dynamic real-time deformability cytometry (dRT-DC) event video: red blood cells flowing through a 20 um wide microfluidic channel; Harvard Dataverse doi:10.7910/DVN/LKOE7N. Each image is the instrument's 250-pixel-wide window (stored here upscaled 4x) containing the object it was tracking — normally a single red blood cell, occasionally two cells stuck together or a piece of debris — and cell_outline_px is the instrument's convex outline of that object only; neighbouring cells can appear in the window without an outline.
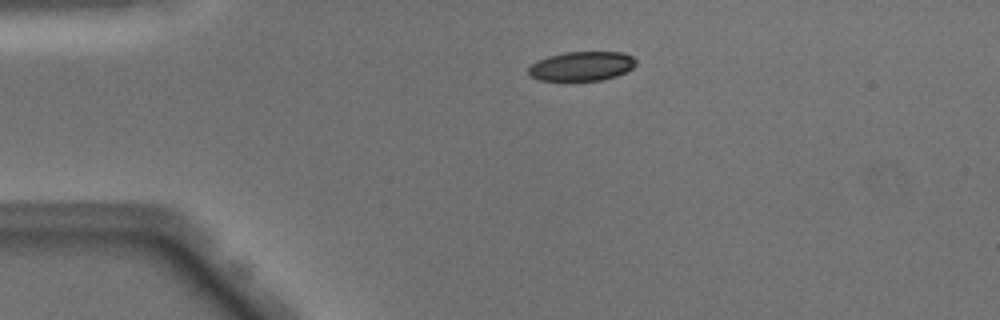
{"species": "Egyptian fruit bat (a non-hibernating species)", "species_latin": "Rousettus aegyptiacus", "temperature_condition": "warm", "stored_images_in_passage": 41, "camera_frame_rate_fps": 3000, "um_per_image_px": 0.085, "animal": {"sex": "male"}, "frame": {"image": 1, "passage_image": 2, "time_ms": 0.333, "image_size_px": [1000, 320], "cell_outline_px": [[636, 64], [632, 68], [616, 76], [604, 80], [540, 80], [532, 76], [528, 72], [528, 68], [536, 60], [548, 56], [564, 52], [620, 52], [632, 56], [636, 60]], "centroid_in_image_um": [49.44, 5.61], "position_along_channel_um": 35.6, "area_um2": 18.26}}
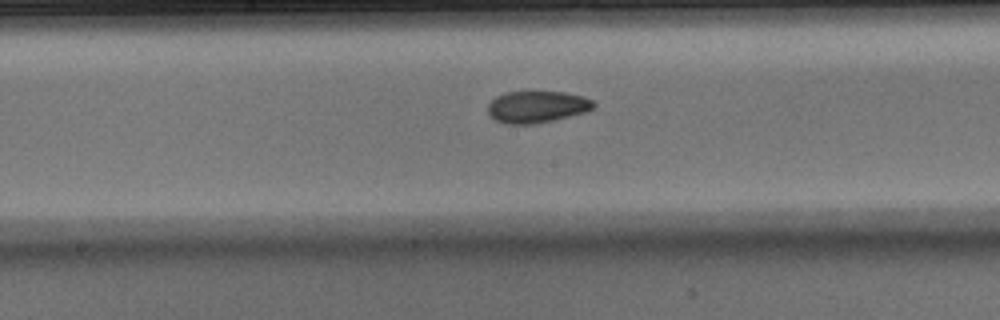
{"frame": {"image": 2, "passage_image": 17, "time_ms": 5.333, "image_size_px": [1000, 320], "cell_outline_px": [[596, 104], [588, 112], [552, 120], [532, 124], [508, 124], [496, 120], [488, 112], [488, 104], [496, 96], [504, 92], [564, 92], [584, 96], [592, 100]], "centroid_in_image_um": [45.66, 9.07], "position_along_channel_um": 202.5, "area_um2": 19.54}}
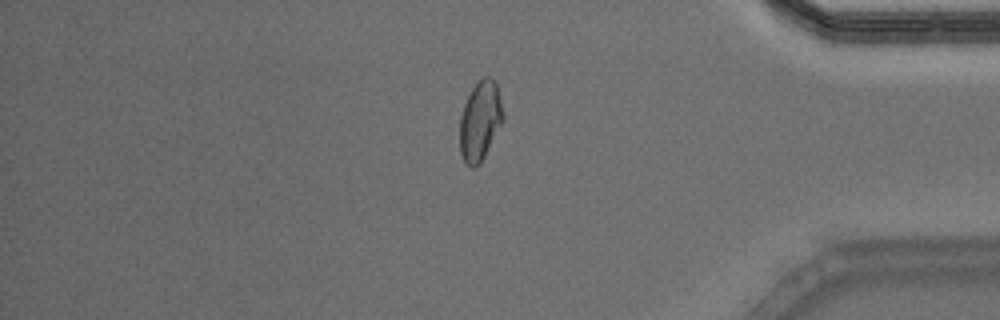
{"frame": {"image": 3, "passage_image": 33, "time_ms": 10.667, "image_size_px": [1000, 320], "cell_outline_px": [[504, 120], [480, 164], [476, 168], [472, 168], [464, 160], [460, 152], [460, 116], [464, 104], [472, 88], [484, 76], [488, 76], [496, 80], [504, 112]], "centroid_in_image_um": [40.83, 10.26], "position_along_channel_um": 394.4, "area_um2": 20.17}, "authors_computed_cell_mechanics": {"area_um2": 19.8254, "velocity_mm_per_s": 4.0844, "shape_relaxation_time_tau1_ms": 8.2578, "shape_relaxation_time_tau2_ms": 2.0755, "deformation_change_tau1": 0.1838, "deformation_change_tau2": 0.067}}